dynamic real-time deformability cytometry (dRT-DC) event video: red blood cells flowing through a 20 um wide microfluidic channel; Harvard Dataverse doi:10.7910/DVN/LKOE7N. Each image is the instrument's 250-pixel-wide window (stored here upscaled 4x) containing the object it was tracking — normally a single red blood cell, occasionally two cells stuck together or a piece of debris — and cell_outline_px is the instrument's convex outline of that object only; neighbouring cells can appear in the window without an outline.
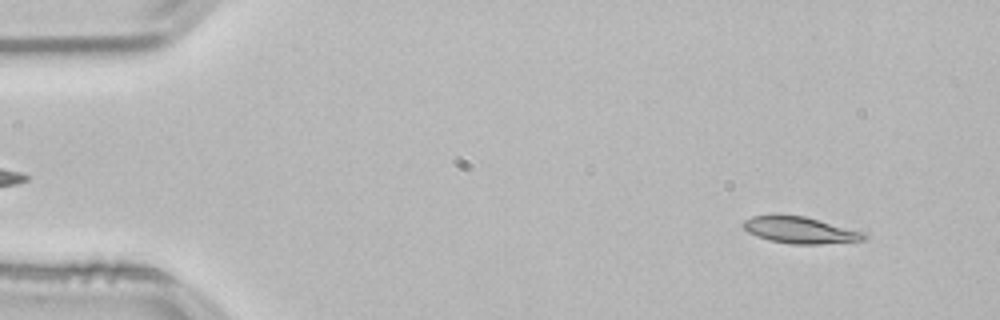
{"species": "common noctule bat (a hibernating species)", "species_latin": "Nyctalus noctula", "temperature_condition": "room temperature", "stored_images_in_passage": 15, "camera_frame_rate_fps": 3000, "um_per_image_px": 0.085, "animal": {"sex": "male", "body_mass_g": 21.5, "forearm_length_mm": 52.0}, "frame": {"image": 1, "passage_image": 4, "time_ms": 1.0, "image_size_px": [1000, 320], "cell_outline_px": [[868, 236], [864, 240], [820, 244], [792, 244], [768, 240], [756, 236], [748, 232], [740, 224], [744, 220], [752, 216], [772, 212], [804, 216], [868, 232]], "centroid_in_image_um": [67.98, 19.52], "position_along_channel_um": 17.0, "area_um2": 19.48}}
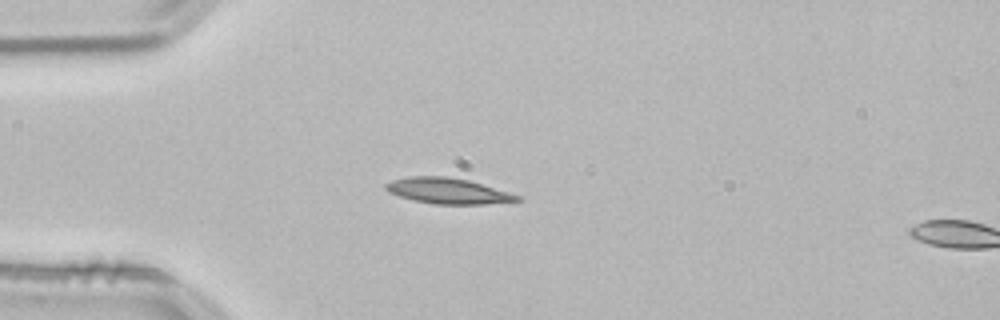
{"frame": {"image": 2, "passage_image": 13, "time_ms": 4.0, "image_size_px": [1000, 320], "cell_outline_px": [[524, 200], [484, 204], [436, 204], [416, 200], [400, 196], [388, 192], [384, 188], [384, 184], [392, 180], [408, 176], [444, 176], [468, 180], [508, 192], [520, 196]], "centroid_in_image_um": [38.05, 16.22], "position_along_channel_um": 47.0, "area_um2": 19.48}}